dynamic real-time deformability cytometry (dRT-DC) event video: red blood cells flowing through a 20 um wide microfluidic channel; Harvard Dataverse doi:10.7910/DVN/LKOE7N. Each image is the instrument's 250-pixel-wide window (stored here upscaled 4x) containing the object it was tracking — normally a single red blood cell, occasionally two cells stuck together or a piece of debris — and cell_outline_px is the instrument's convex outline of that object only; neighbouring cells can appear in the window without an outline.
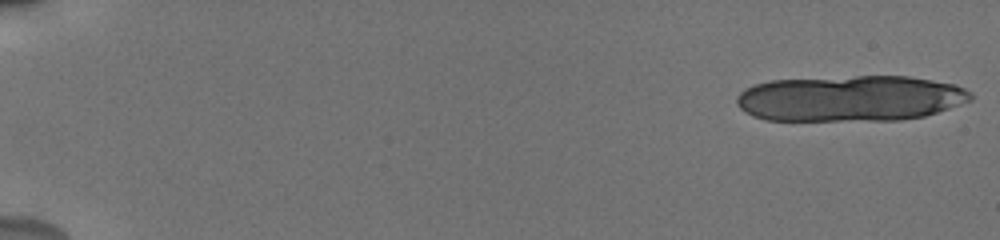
{"species": "human", "species_latin": "Homo sapiens", "temperature_condition": "cold", "stored_images_in_passage": 23, "camera_frame_rate_fps": 3000, "um_per_image_px": 0.085, "donor": {"sex": "male"}, "frame": {"image": 1, "passage_image": 1, "time_ms": 0.0, "image_size_px": [1000, 240], "cell_outline_px": [[972, 100], [924, 116], [900, 120], [764, 120], [752, 116], [744, 112], [736, 104], [736, 96], [744, 88], [756, 84], [772, 80], [856, 76], [908, 76], [956, 84], [972, 92]], "centroid_in_image_um": [72.25, 8.36], "position_along_channel_um": 12.7, "area_um2": 62.83}}
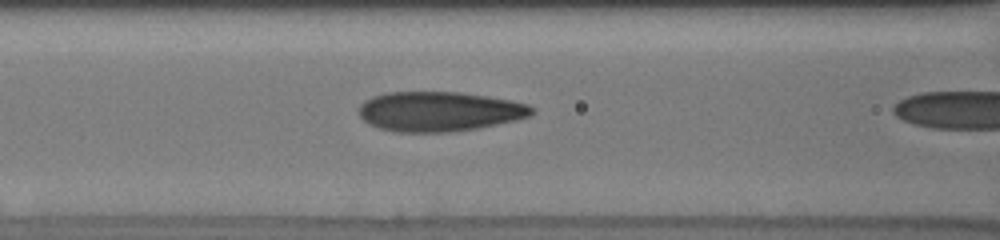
{"frame": {"image": 2, "passage_image": 22, "time_ms": 7.0, "image_size_px": [1000, 240], "cell_outline_px": [[536, 112], [528, 116], [516, 120], [476, 128], [452, 132], [392, 132], [368, 124], [360, 116], [360, 104], [364, 100], [372, 96], [384, 92], [460, 92], [488, 96], [512, 100], [528, 104], [536, 108]], "centroid_in_image_um": [37.34, 9.47], "position_along_channel_um": 129.3, "area_um2": 40.34}}